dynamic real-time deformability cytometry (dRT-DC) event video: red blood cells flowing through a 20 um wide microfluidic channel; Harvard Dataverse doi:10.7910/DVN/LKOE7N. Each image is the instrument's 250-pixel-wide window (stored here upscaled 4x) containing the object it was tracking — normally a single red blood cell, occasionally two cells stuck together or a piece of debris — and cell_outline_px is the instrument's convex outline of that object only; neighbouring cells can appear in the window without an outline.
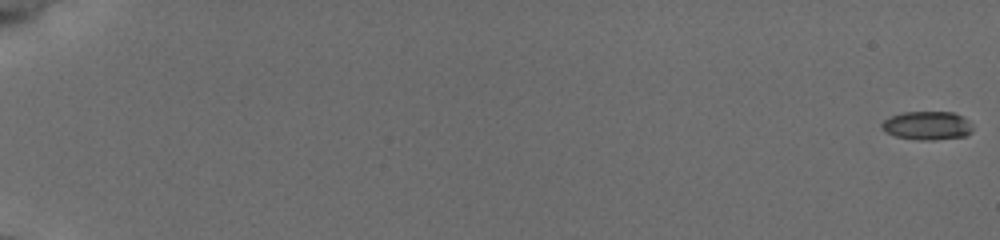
{"species": "common noctule bat (a hibernating species)", "species_latin": "Nyctalus noctula", "temperature_condition": "cold", "stored_images_in_passage": 57, "camera_frame_rate_fps": 3000, "um_per_image_px": 0.085, "animal": {"sex": "female", "body_mass_g": 19.5, "forearm_length_mm": 54.1}, "frame": {"image": 1, "passage_image": 1, "time_ms": 0.0, "image_size_px": [1000, 240], "cell_outline_px": [[972, 132], [968, 136], [932, 140], [924, 140], [896, 136], [880, 128], [880, 124], [884, 120], [892, 116], [904, 112], [952, 112], [968, 120], [972, 124]], "centroid_in_image_um": [78.84, 10.68], "position_along_channel_um": 6.2, "area_um2": 15.03}}
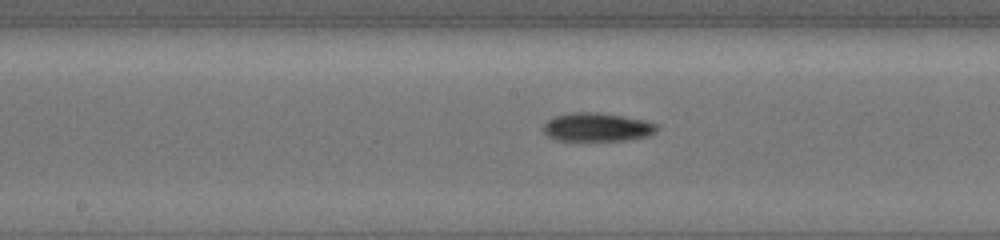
{"frame": {"image": 2, "passage_image": 33, "time_ms": 10.667, "image_size_px": [1000, 240], "cell_outline_px": [[656, 132], [648, 136], [624, 140], [556, 140], [548, 136], [544, 132], [544, 124], [548, 120], [556, 116], [572, 112], [600, 112], [624, 116], [644, 120], [656, 124]], "centroid_in_image_um": [50.75, 10.8], "position_along_channel_um": 197.5, "area_um2": 18.73}}
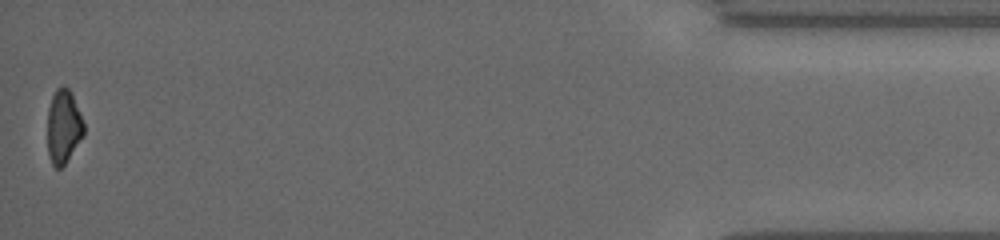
{"frame": {"image": 3, "passage_image": 57, "time_ms": 18.667, "image_size_px": [1000, 240], "cell_outline_px": [[84, 136], [64, 164], [60, 168], [56, 168], [52, 164], [48, 152], [48, 108], [52, 96], [56, 88], [64, 84], [68, 88], [72, 96], [84, 124]], "centroid_in_image_um": [5.39, 10.75], "position_along_channel_um": 429.8, "area_um2": 15.43}, "authors_computed_cell_mechanics": {"area_um2": 16.9932, "velocity_mm_per_s": 3.8397, "shape_relaxation_time_tau1_ms": 7.5921, "shape_relaxation_time_tau2_ms": null, "deformation_change_tau1": 0.1977, "deformation_change_tau2": null}}